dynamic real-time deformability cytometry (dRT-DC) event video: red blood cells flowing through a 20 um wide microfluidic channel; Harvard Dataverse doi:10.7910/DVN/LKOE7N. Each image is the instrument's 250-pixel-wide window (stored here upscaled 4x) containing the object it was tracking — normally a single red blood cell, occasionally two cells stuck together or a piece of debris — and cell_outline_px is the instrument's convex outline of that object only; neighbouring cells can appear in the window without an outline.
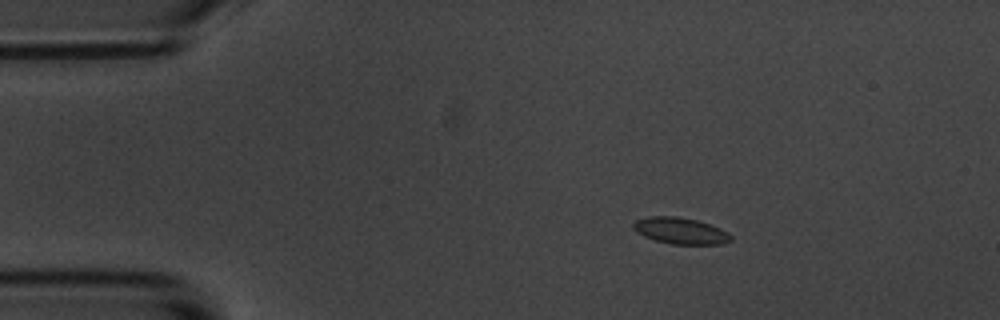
{"species": "common noctule bat (a hibernating species)", "species_latin": "Nyctalus noctula", "temperature_condition": "room temperature", "stored_images_in_passage": 6, "camera_frame_rate_fps": 3000, "um_per_image_px": 0.085, "animal": {"sex": "male", "body_mass_g": 20.1, "forearm_length_mm": 53.5}, "frame": {"image": 1, "passage_image": 3, "time_ms": 2.0, "image_size_px": [1000, 320], "cell_outline_px": [[732, 240], [720, 244], [672, 244], [656, 240], [644, 236], [636, 232], [632, 228], [632, 224], [636, 220], [648, 216], [676, 216], [696, 220], [720, 228], [728, 232], [732, 236]], "centroid_in_image_um": [57.82, 19.61], "position_along_channel_um": 27.2, "area_um2": 14.97}}
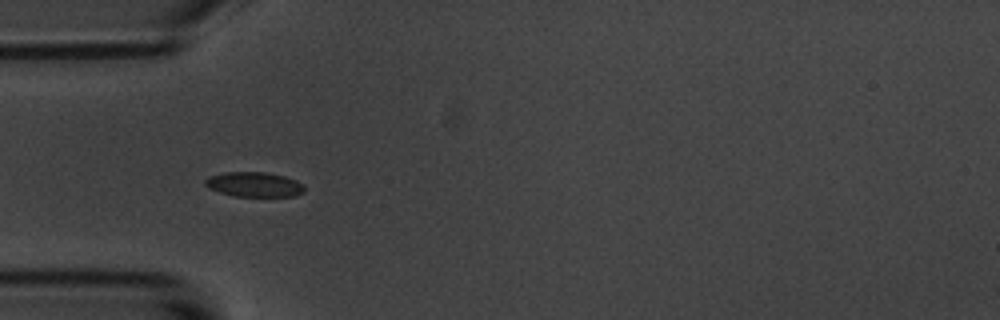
{"frame": {"image": 2, "passage_image": 5, "time_ms": 4.667, "image_size_px": [1000, 320], "cell_outline_px": [[304, 192], [296, 196], [232, 196], [208, 188], [204, 184], [204, 180], [208, 176], [224, 172], [264, 172], [284, 176], [296, 180], [304, 184]], "centroid_in_image_um": [21.59, 15.68], "position_along_channel_um": 63.4, "area_um2": 14.45}}